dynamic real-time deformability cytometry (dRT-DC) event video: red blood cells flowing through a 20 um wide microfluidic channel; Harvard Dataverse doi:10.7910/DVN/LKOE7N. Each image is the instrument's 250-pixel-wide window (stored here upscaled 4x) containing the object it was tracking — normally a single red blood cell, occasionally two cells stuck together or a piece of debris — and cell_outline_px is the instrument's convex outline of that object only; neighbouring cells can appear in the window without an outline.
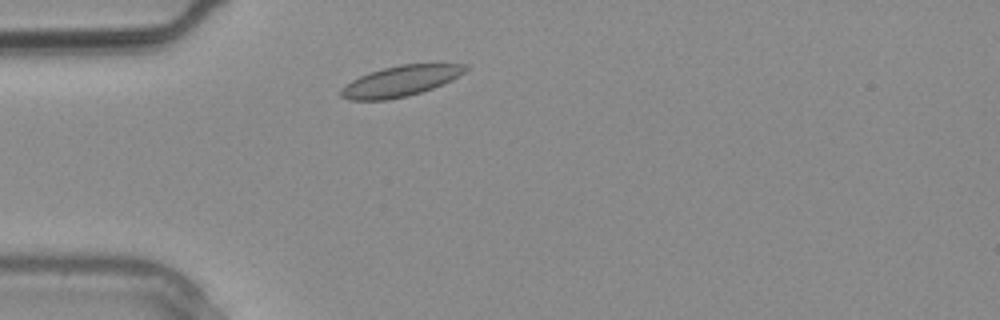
{"species": "common noctule bat (a hibernating species)", "species_latin": "Nyctalus noctula", "temperature_condition": "warm", "stored_images_in_passage": 1, "camera_frame_rate_fps": 3000, "um_per_image_px": 0.085, "animal": {"sex": "male", "body_mass_g": 20.4}, "frame": {"image": 1, "passage_image": 1, "time_ms": 0.0, "image_size_px": [1000, 320], "cell_outline_px": [[468, 68], [464, 72], [452, 80], [444, 84], [408, 96], [388, 100], [348, 100], [340, 96], [340, 88], [352, 80], [360, 76], [384, 68], [400, 64], [468, 64]], "centroid_in_image_um": [34.03, 6.9], "position_along_channel_um": 51.0, "area_um2": 22.14}}